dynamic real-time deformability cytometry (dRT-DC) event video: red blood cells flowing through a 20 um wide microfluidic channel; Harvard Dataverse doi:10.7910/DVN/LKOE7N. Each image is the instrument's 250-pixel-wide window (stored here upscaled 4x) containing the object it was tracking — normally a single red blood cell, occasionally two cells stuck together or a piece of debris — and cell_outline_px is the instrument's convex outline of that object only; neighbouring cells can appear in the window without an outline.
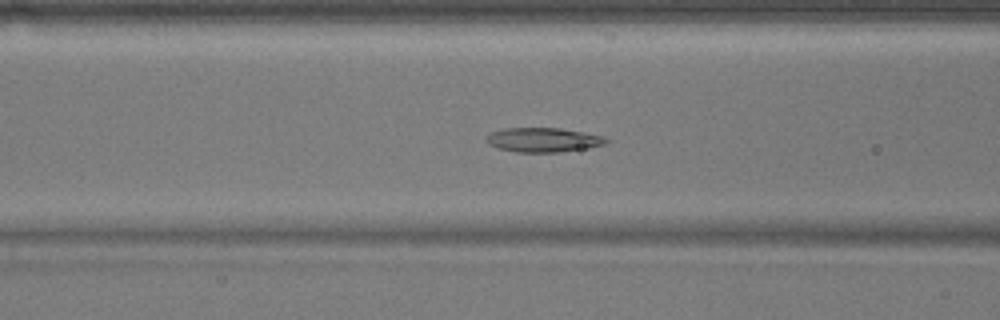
{"species": "common noctule bat (a hibernating species)", "species_latin": "Nyctalus noctula", "temperature_condition": "warm", "stored_images_in_passage": 52, "camera_frame_rate_fps": 3000, "um_per_image_px": 0.085, "animal": {"sex": "male", "body_mass_g": 17.9}, "frame": {"image": 1, "passage_image": 20, "time_ms": 6.333, "image_size_px": [1000, 320], "cell_outline_px": [[608, 140], [604, 144], [588, 148], [560, 152], [516, 152], [500, 148], [488, 144], [488, 136], [492, 132], [504, 128], [560, 128], [604, 136]], "centroid_in_image_um": [46.2, 11.89], "position_along_channel_um": 120.4, "area_um2": 16.76}}
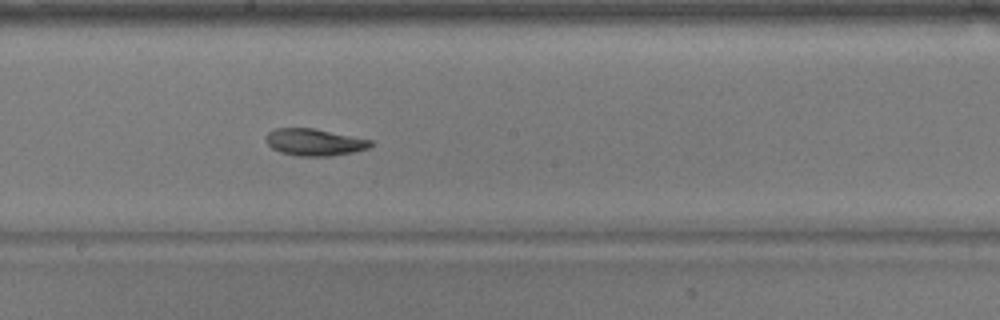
{"frame": {"image": 2, "passage_image": 28, "time_ms": 9.0, "image_size_px": [1000, 320], "cell_outline_px": [[372, 144], [368, 148], [352, 152], [332, 156], [296, 156], [280, 152], [272, 148], [268, 144], [268, 132], [276, 128], [316, 128], [372, 140]], "centroid_in_image_um": [26.75, 12.08], "position_along_channel_um": 221.5, "area_um2": 16.36}}
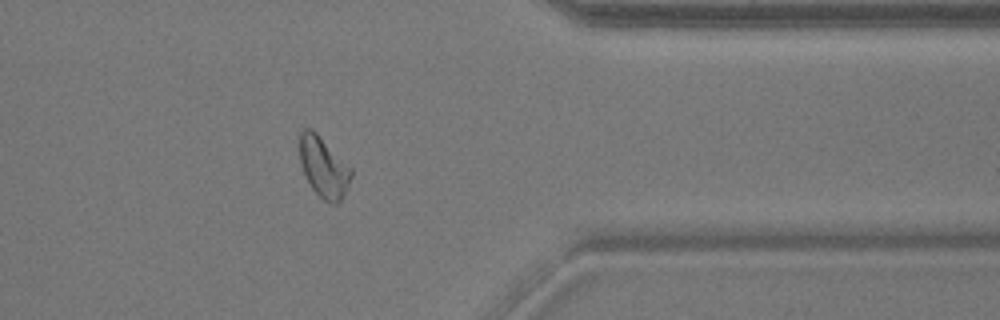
{"frame": {"image": 3, "passage_image": 42, "time_ms": 13.667, "image_size_px": [1000, 320], "cell_outline_px": [[352, 176], [340, 200], [336, 204], [332, 204], [324, 200], [312, 188], [300, 164], [300, 132], [304, 128], [312, 128], [352, 168]], "centroid_in_image_um": [27.5, 14.18], "position_along_channel_um": 383.9, "area_um2": 17.86}, "authors_computed_cell_mechanics": {"area_um2": 18.0914, "velocity_mm_per_s": 3.7868, "shape_relaxation_time_tau1_ms": 6.8683, "shape_relaxation_time_tau2_ms": 4.9195, "deformation_change_tau1": 0.1685, "deformation_change_tau2": 0.0978}}